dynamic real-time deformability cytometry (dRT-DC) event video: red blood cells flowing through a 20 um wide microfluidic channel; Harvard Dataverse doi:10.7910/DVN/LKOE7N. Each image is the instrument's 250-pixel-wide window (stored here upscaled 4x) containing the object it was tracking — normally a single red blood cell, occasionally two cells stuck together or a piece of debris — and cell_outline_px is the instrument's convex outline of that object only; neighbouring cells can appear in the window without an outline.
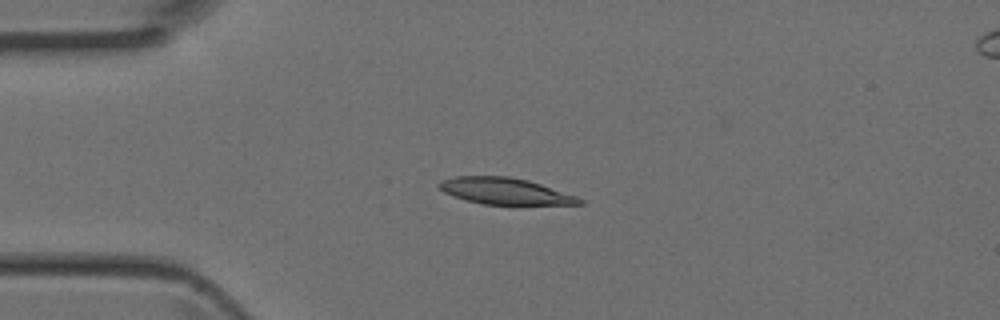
{"species": "Egyptian fruit bat (a non-hibernating species)", "species_latin": "Rousettus aegyptiacus", "temperature_condition": "room temperature", "stored_images_in_passage": 3, "camera_frame_rate_fps": 3000, "um_per_image_px": 0.085, "animal": {"sex": "female"}, "frame": {"image": 1, "passage_image": 3, "time_ms": 0.667, "image_size_px": [1000, 320], "cell_outline_px": [[584, 204], [484, 204], [452, 196], [444, 192], [436, 184], [440, 180], [456, 176], [508, 176], [528, 180], [576, 196], [584, 200]], "centroid_in_image_um": [42.88, 16.23], "position_along_channel_um": 42.1, "area_um2": 21.39}}